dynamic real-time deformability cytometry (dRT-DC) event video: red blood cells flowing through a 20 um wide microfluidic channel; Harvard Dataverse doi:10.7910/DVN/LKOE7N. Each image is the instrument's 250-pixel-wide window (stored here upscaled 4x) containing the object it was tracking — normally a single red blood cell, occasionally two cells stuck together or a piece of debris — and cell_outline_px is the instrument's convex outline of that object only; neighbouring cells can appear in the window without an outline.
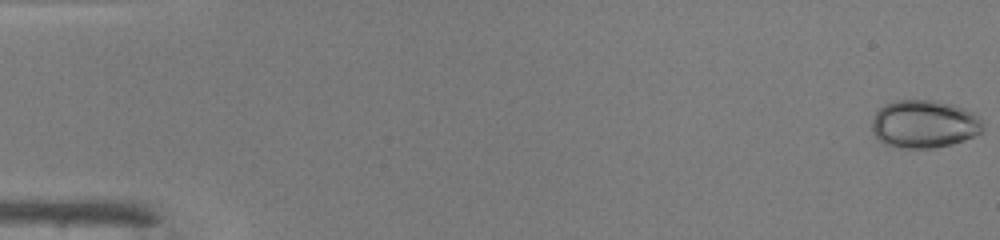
{"species": "common noctule bat (a hibernating species)", "species_latin": "Nyctalus noctula", "temperature_condition": "warm", "stored_images_in_passage": 50, "camera_frame_rate_fps": 3000, "um_per_image_px": 0.085, "animal": {"sex": "male", "body_mass_g": 19.0, "forearm_length_mm": 50.8}, "frame": {"image": 1, "passage_image": 1, "time_ms": 0.0, "image_size_px": [1000, 240], "cell_outline_px": [[984, 132], [964, 140], [952, 144], [932, 148], [900, 148], [884, 144], [872, 132], [872, 120], [876, 112], [884, 104], [896, 100], [936, 100], [952, 104], [964, 108], [980, 116], [984, 124]], "centroid_in_image_um": [78.59, 10.54], "position_along_channel_um": 6.4, "area_um2": 31.39}}
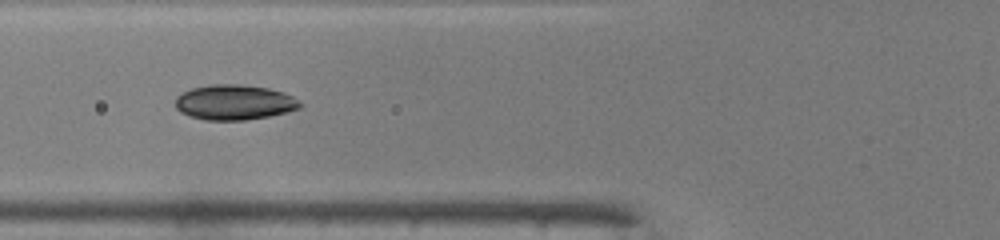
{"frame": {"image": 2, "passage_image": 20, "time_ms": 6.333, "image_size_px": [1000, 240], "cell_outline_px": [[304, 104], [300, 108], [268, 116], [244, 120], [204, 120], [188, 116], [180, 112], [176, 108], [176, 96], [192, 88], [212, 84], [240, 84], [268, 88], [284, 92], [300, 100]], "centroid_in_image_um": [19.92, 8.69], "position_along_channel_um": 105.9, "area_um2": 25.61}}
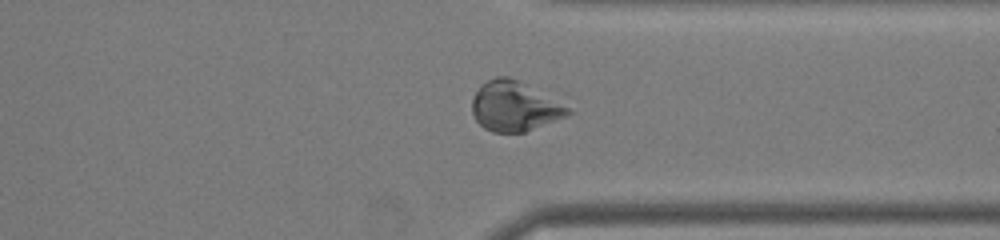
{"frame": {"image": 3, "passage_image": 39, "time_ms": 12.667, "image_size_px": [1000, 240], "cell_outline_px": [[572, 112], [568, 116], [524, 132], [492, 132], [484, 128], [476, 120], [472, 112], [472, 100], [480, 84], [496, 76], [508, 76], [516, 80], [568, 108]], "centroid_in_image_um": [43.66, 9.06], "position_along_channel_um": 367.7, "area_um2": 27.11}, "authors_computed_cell_mechanics": {"area_um2": 26.6458, "velocity_mm_per_s": 4.1325, "shape_relaxation_time_tau1_ms": 8.8173, "shape_relaxation_time_tau2_ms": 1.4546, "deformation_change_tau1": 0.2329, "deformation_change_tau2": 0.0546}}